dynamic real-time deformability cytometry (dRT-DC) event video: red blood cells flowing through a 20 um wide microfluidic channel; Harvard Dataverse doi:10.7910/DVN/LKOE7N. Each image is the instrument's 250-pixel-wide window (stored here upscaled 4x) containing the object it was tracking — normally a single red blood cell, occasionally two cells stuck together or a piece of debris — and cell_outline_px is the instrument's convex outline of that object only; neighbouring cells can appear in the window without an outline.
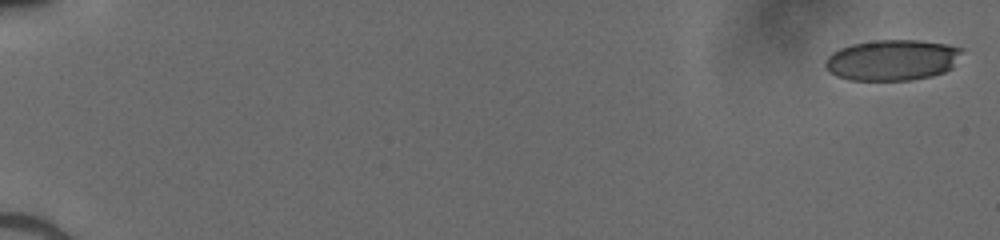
{"species": "human", "species_latin": "Homo sapiens", "temperature_condition": "cold", "stored_images_in_passage": 51, "camera_frame_rate_fps": 3000, "um_per_image_px": 0.085, "donor": {"sex": "male"}, "frame": {"image": 1, "passage_image": 1, "time_ms": 0.0, "image_size_px": [1000, 240], "cell_outline_px": [[964, 48], [952, 68], [944, 72], [932, 76], [912, 80], [848, 80], [836, 76], [828, 72], [824, 64], [824, 60], [832, 52], [840, 48], [852, 44], [876, 40], [920, 40], [948, 44]], "centroid_in_image_um": [75.83, 5.1], "position_along_channel_um": 9.2, "area_um2": 32.83}}
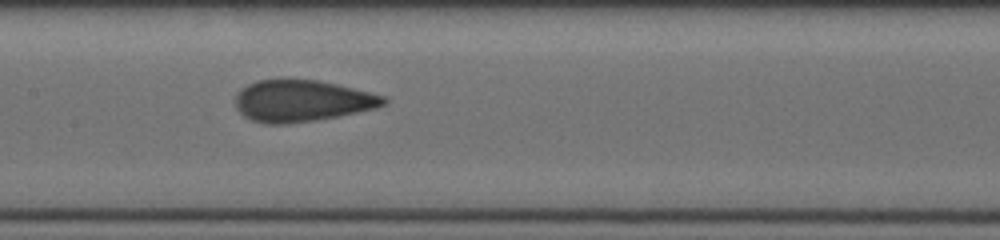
{"frame": {"image": 2, "passage_image": 28, "time_ms": 9.0, "image_size_px": [1000, 240], "cell_outline_px": [[388, 100], [384, 104], [376, 108], [336, 116], [312, 120], [284, 124], [268, 124], [252, 120], [244, 116], [236, 108], [236, 92], [240, 88], [256, 80], [280, 76], [284, 76], [316, 80], [336, 84], [384, 96]], "centroid_in_image_um": [25.58, 8.52], "position_along_channel_um": 181.8, "area_um2": 36.36}}
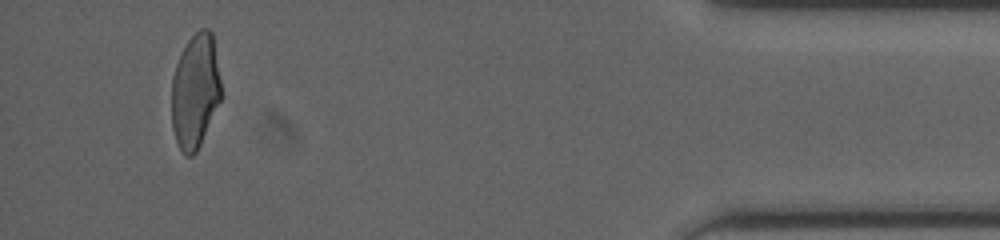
{"frame": {"image": 3, "passage_image": 49, "time_ms": 16.0, "image_size_px": [1000, 240], "cell_outline_px": [[220, 100], [200, 144], [196, 152], [192, 156], [188, 156], [180, 148], [176, 140], [172, 128], [172, 76], [176, 64], [188, 40], [200, 28], [208, 28], [212, 32], [220, 80]], "centroid_in_image_um": [16.58, 7.73], "position_along_channel_um": 418.6, "area_um2": 32.48}}